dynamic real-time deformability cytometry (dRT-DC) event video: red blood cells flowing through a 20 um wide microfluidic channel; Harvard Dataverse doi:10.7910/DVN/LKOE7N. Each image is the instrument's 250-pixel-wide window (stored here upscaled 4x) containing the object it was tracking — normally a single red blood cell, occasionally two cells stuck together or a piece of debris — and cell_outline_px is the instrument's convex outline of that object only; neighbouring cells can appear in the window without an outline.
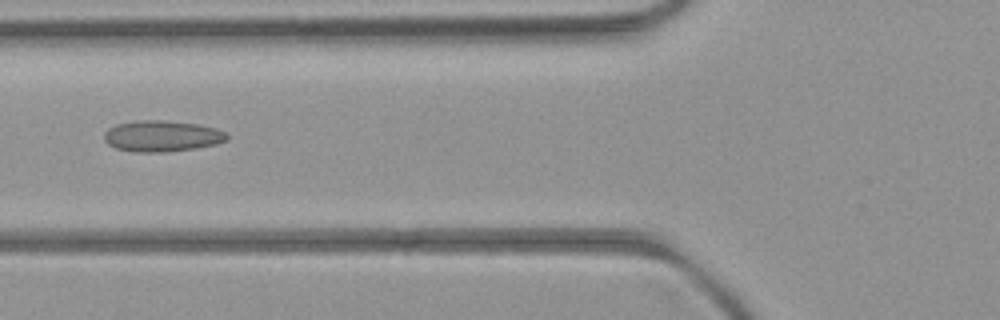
{"species": "common noctule bat (a hibernating species)", "species_latin": "Nyctalus noctula", "temperature_condition": "room temperature", "stored_images_in_passage": 4, "camera_frame_rate_fps": 3000, "um_per_image_px": 0.085, "animal": {"sex": "female", "body_mass_g": 21.9}, "frame": {"image": 1, "passage_image": 4, "time_ms": 3.333, "image_size_px": [1000, 320], "cell_outline_px": [[228, 140], [216, 144], [196, 148], [164, 152], [136, 152], [116, 148], [108, 144], [104, 140], [104, 132], [108, 128], [116, 124], [140, 120], [164, 120], [196, 124], [216, 128], [224, 132], [228, 136]], "centroid_in_image_um": [13.75, 11.57], "position_along_channel_um": 112.0, "area_um2": 22.25}}